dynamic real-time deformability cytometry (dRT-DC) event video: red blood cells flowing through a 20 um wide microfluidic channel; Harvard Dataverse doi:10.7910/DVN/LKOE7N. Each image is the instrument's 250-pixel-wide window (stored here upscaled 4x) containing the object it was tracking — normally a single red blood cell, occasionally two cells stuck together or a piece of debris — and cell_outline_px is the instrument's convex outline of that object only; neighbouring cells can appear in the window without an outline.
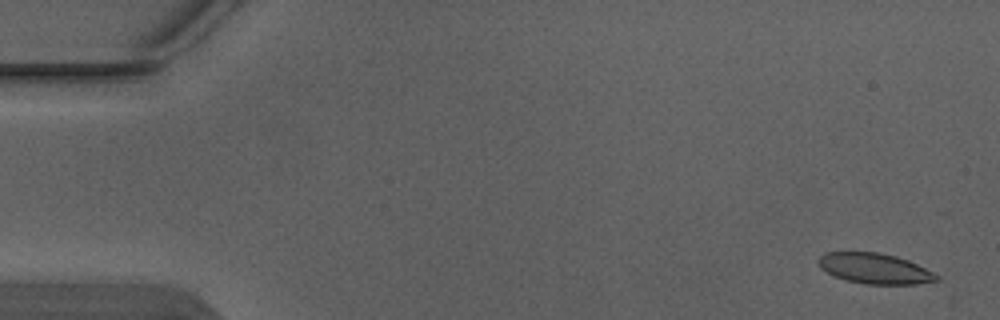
{"species": "Egyptian fruit bat (a non-hibernating species)", "species_latin": "Rousettus aegyptiacus", "temperature_condition": "warm", "stored_images_in_passage": 5, "segment_of_instrument_passage": [1, 2], "camera_frame_rate_fps": 3000, "um_per_image_px": 0.085, "animal": {"sex": "male"}, "frame": {"image": 1, "passage_image": 1, "time_ms": 0.0, "image_size_px": [1000, 320], "cell_outline_px": [[940, 280], [916, 284], [868, 284], [844, 280], [820, 268], [816, 260], [824, 252], [876, 252], [896, 256], [908, 260], [936, 272], [940, 276]], "centroid_in_image_um": [74.38, 22.82], "position_along_channel_um": 10.6, "area_um2": 21.15}}
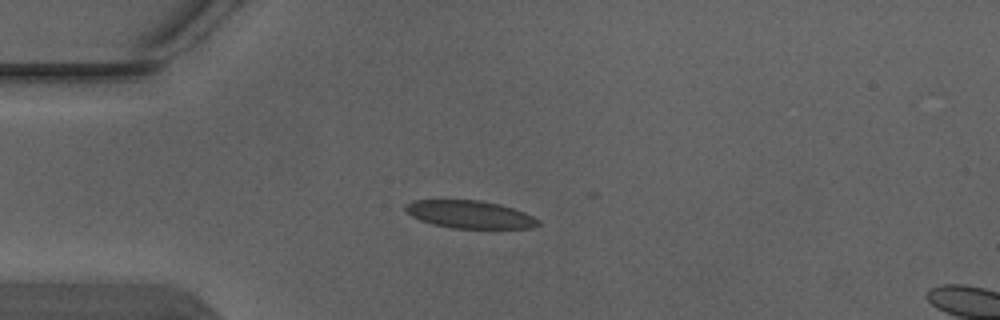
{"frame": {"image": 2, "passage_image": 4, "time_ms": 1.0, "image_size_px": [1000, 320], "cell_outline_px": [[540, 224], [532, 228], [452, 228], [432, 224], [420, 220], [412, 216], [404, 208], [404, 204], [412, 200], [480, 200], [500, 204], [524, 212], [540, 220]], "centroid_in_image_um": [39.92, 18.22], "position_along_channel_um": 45.1, "area_um2": 21.44}}